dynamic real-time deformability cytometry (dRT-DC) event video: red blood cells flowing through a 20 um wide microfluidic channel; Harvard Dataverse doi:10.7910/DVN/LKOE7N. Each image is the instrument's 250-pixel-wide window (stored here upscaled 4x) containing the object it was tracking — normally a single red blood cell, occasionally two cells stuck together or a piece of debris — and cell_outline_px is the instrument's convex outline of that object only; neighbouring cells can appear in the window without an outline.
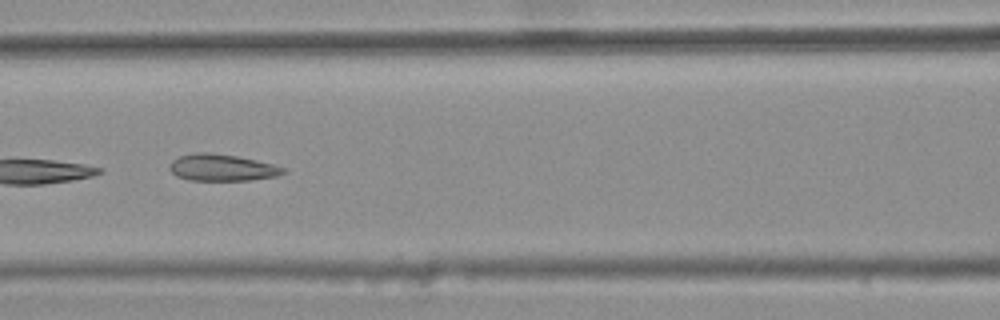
{"species": "common noctule bat (a hibernating species)", "species_latin": "Nyctalus noctula", "temperature_condition": "warm", "stored_images_in_passage": 8, "camera_frame_rate_fps": 3000, "um_per_image_px": 0.085, "animal": {"sex": "female", "body_mass_g": 25.1}, "frame": {"image": 1, "passage_image": 6, "time_ms": 1.667, "image_size_px": [1000, 320], "cell_outline_px": [[288, 172], [276, 176], [248, 180], [188, 180], [176, 176], [168, 168], [168, 164], [172, 160], [180, 156], [196, 152], [212, 152], [236, 156], [256, 160], [272, 164], [284, 168]], "centroid_in_image_um": [18.83, 14.24], "position_along_channel_um": 147.8, "area_um2": 17.74}}
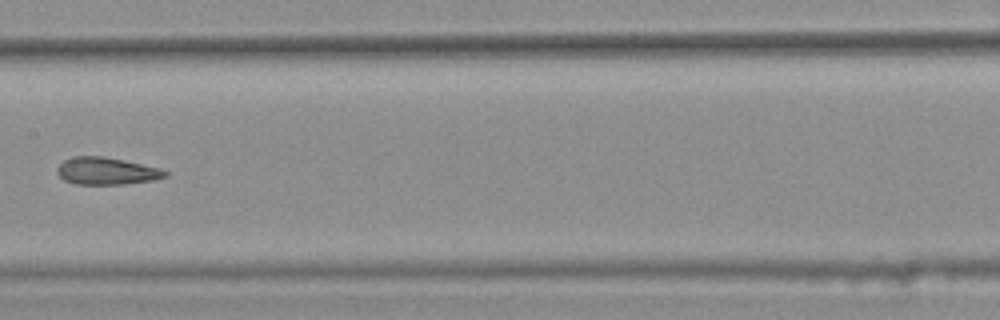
{"frame": {"image": 2, "passage_image": 7, "time_ms": 2.0, "image_size_px": [1000, 320], "cell_outline_px": [[168, 176], [152, 180], [124, 184], [76, 184], [64, 180], [56, 172], [56, 168], [64, 160], [72, 156], [104, 156], [124, 160], [160, 168], [168, 172]], "centroid_in_image_um": [9.04, 14.53], "position_along_channel_um": 198.4, "area_um2": 17.17}}
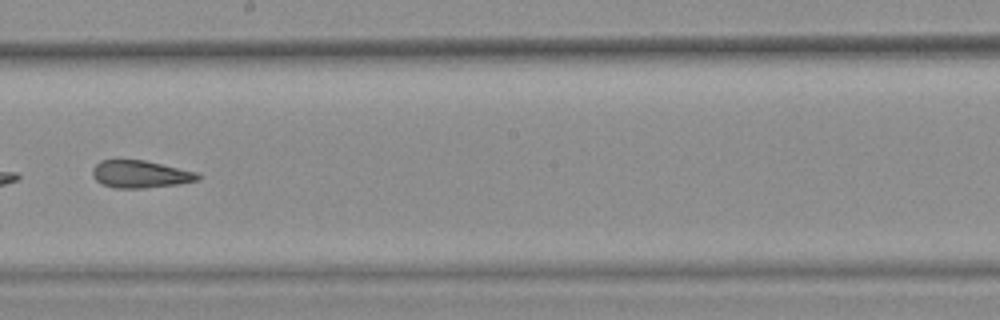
{"frame": {"image": 3, "passage_image": 8, "time_ms": 2.333, "image_size_px": [1000, 320], "cell_outline_px": [[200, 180], [180, 184], [144, 188], [116, 188], [100, 184], [92, 176], [92, 168], [100, 160], [144, 160], [200, 172]], "centroid_in_image_um": [11.95, 14.81], "position_along_channel_um": 236.2, "area_um2": 17.11}}